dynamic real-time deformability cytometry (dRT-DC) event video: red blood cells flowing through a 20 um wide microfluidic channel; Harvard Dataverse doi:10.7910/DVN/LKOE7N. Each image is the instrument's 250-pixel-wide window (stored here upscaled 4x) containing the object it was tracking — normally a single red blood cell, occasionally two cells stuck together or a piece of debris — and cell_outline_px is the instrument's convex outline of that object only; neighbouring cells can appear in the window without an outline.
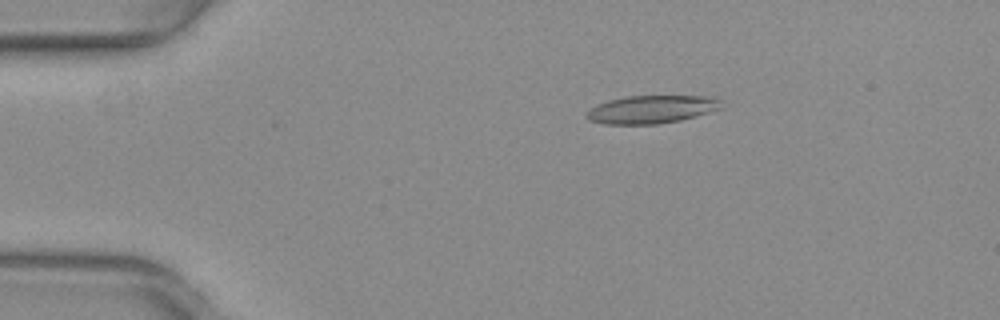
{"species": "common noctule bat (a hibernating species)", "species_latin": "Nyctalus noctula", "temperature_condition": "warm", "stored_images_in_passage": 52, "camera_frame_rate_fps": 3000, "um_per_image_px": 0.085, "animal": {"sex": "female", "body_mass_g": 29.2, "forearm_length_mm": 56.3}, "frame": {"image": 1, "passage_image": 10, "time_ms": 3.0, "image_size_px": [1000, 320], "cell_outline_px": [[724, 108], [680, 120], [656, 124], [604, 124], [588, 120], [584, 116], [596, 104], [608, 100], [624, 96], [712, 96], [720, 100]], "centroid_in_image_um": [55.38, 9.29], "position_along_channel_um": 29.6, "area_um2": 22.08}}
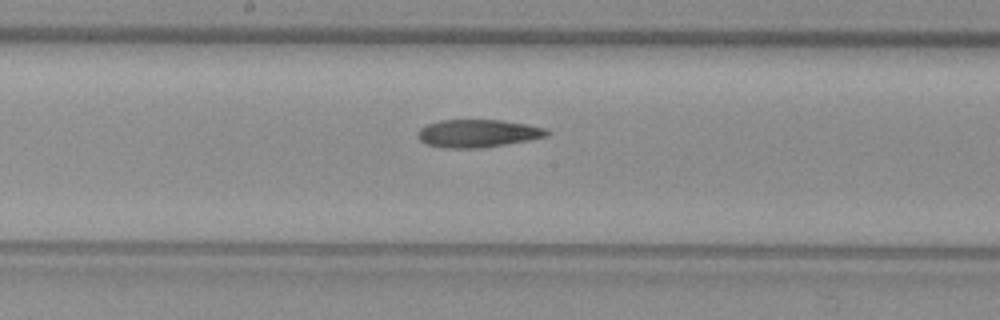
{"frame": {"image": 2, "passage_image": 28, "time_ms": 9.0, "image_size_px": [1000, 320], "cell_outline_px": [[552, 132], [548, 136], [528, 140], [480, 148], [444, 148], [424, 144], [416, 136], [416, 132], [420, 128], [428, 124], [440, 120], [500, 120], [528, 124], [548, 128]], "centroid_in_image_um": [40.61, 11.33], "position_along_channel_um": 207.6, "area_um2": 21.15}}
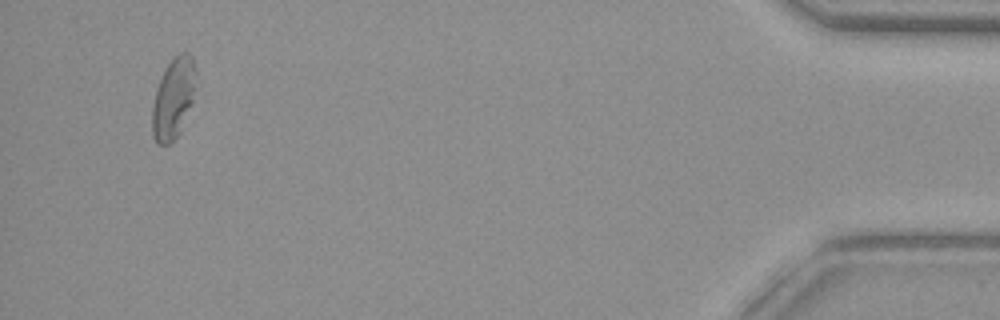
{"frame": {"image": 3, "passage_image": 50, "time_ms": 16.333, "image_size_px": [1000, 320], "cell_outline_px": [[196, 72], [192, 100], [180, 132], [168, 144], [160, 144], [156, 140], [152, 132], [152, 104], [156, 88], [168, 64], [180, 52], [188, 52], [192, 56], [196, 68]], "centroid_in_image_um": [14.73, 8.33], "position_along_channel_um": 420.5, "area_um2": 20.11}, "authors_computed_cell_mechanics": {"area_um2": 21.7617, "velocity_mm_per_s": 3.9919, "shape_relaxation_time_tau1_ms": null, "shape_relaxation_time_tau2_ms": 9.7153, "deformation_change_tau1": null, "deformation_change_tau2": 0.2255}}